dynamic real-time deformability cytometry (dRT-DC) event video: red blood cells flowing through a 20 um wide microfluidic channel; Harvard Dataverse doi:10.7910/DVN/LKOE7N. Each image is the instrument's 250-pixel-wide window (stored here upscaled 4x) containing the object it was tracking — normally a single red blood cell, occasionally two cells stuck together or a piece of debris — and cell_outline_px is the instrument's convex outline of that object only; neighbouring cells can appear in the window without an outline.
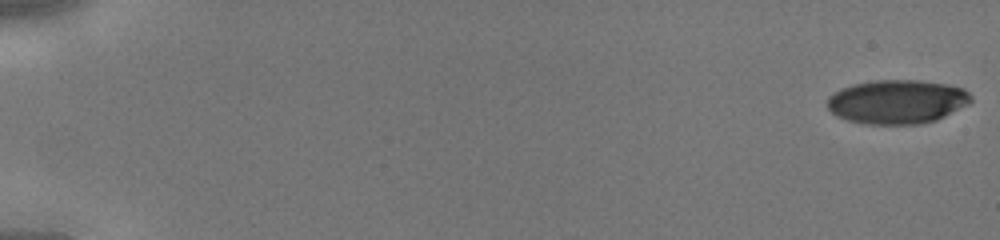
{"species": "human", "species_latin": "Homo sapiens", "temperature_condition": "cold", "stored_images_in_passage": 45, "camera_frame_rate_fps": 3000, "um_per_image_px": 0.085, "donor": {"sex": "male"}, "frame": {"image": 1, "passage_image": 1, "time_ms": 0.0, "image_size_px": [1000, 240], "cell_outline_px": [[972, 100], [968, 104], [936, 120], [920, 124], [864, 124], [848, 120], [836, 116], [828, 108], [828, 96], [840, 88], [852, 84], [876, 80], [920, 80], [948, 84], [964, 88], [972, 96]], "centroid_in_image_um": [76.25, 8.64], "position_along_channel_um": 8.7, "area_um2": 36.99}}
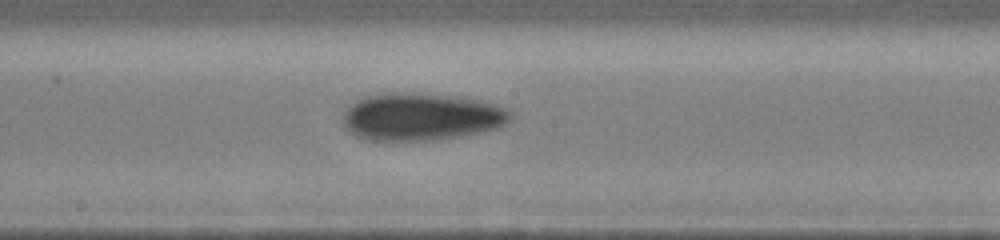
{"frame": {"image": 2, "passage_image": 26, "time_ms": 8.333, "image_size_px": [1000, 240], "cell_outline_px": [[512, 120], [496, 128], [480, 132], [432, 140], [368, 140], [356, 136], [344, 128], [344, 112], [348, 104], [356, 100], [368, 96], [392, 92], [464, 96], [496, 104], [508, 108], [512, 112]], "centroid_in_image_um": [35.82, 9.91], "position_along_channel_um": 212.4, "area_um2": 46.47}}
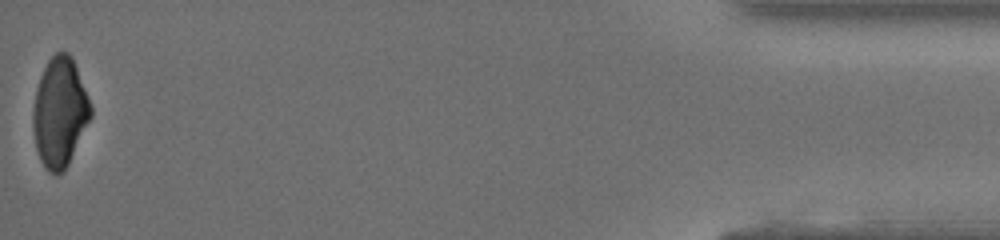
{"frame": {"image": 3, "passage_image": 45, "time_ms": 14.667, "image_size_px": [1000, 240], "cell_outline_px": [[92, 116], [68, 164], [60, 172], [48, 172], [44, 168], [40, 160], [36, 148], [32, 128], [32, 112], [36, 88], [40, 76], [48, 60], [56, 52], [68, 52], [72, 56], [92, 108]], "centroid_in_image_um": [5.06, 9.53], "position_along_channel_um": 430.1, "area_um2": 36.65}}